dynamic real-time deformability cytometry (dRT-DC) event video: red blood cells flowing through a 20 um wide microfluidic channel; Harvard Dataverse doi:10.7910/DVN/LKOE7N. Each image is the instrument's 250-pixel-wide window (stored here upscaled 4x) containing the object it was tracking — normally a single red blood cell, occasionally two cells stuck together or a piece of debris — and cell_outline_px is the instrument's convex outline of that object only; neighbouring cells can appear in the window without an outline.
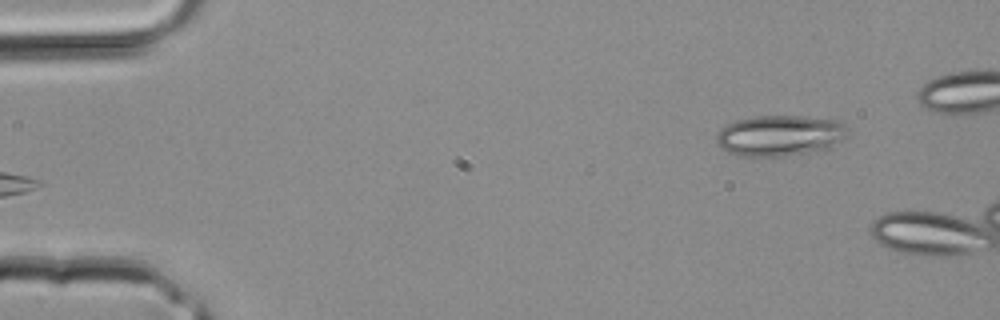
{"species": "common noctule bat (a hibernating species)", "species_latin": "Nyctalus noctula", "temperature_condition": "room temperature", "stored_images_in_passage": 2, "camera_frame_rate_fps": 3000, "um_per_image_px": 0.085, "animal": {"sex": "male", "body_mass_g": 20.4}, "frame": {"image": 1, "passage_image": 2, "time_ms": 0.333, "image_size_px": [1000, 320], "cell_outline_px": [[848, 136], [832, 148], [816, 152], [784, 156], [736, 156], [720, 148], [716, 144], [716, 136], [720, 128], [736, 120], [752, 116], [804, 116], [836, 120], [848, 128]], "centroid_in_image_um": [66.3, 11.54], "position_along_channel_um": 18.7, "area_um2": 31.85}}